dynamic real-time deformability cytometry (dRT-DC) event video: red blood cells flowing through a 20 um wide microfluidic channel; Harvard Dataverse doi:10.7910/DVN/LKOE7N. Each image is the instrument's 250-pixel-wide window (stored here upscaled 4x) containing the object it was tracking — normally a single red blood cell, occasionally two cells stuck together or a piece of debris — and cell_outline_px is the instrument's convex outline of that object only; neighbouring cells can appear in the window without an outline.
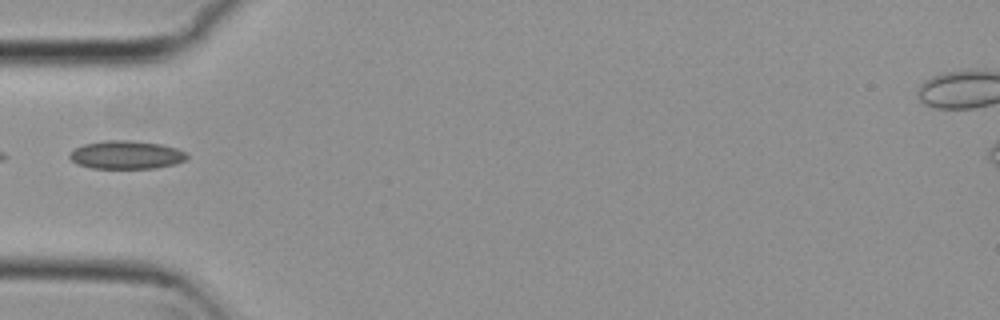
{"species": "common noctule bat (a hibernating species)", "species_latin": "Nyctalus noctula", "temperature_condition": "cold", "stored_images_in_passage": 5, "segment_of_instrument_passage": [2, 2], "camera_frame_rate_fps": 3000, "um_per_image_px": 0.085, "animal": {"sex": "female", "body_mass_g": 29.2, "forearm_length_mm": 56.3}, "frame": {"image": 1, "passage_image": 5, "time_ms": 1.333, "image_size_px": [1000, 320], "cell_outline_px": [[188, 160], [176, 164], [156, 168], [92, 168], [76, 164], [68, 156], [68, 152], [84, 144], [104, 140], [132, 140], [160, 144], [176, 148], [184, 152], [188, 156]], "centroid_in_image_um": [10.73, 13.16], "position_along_channel_um": 74.3, "area_um2": 19.48}}